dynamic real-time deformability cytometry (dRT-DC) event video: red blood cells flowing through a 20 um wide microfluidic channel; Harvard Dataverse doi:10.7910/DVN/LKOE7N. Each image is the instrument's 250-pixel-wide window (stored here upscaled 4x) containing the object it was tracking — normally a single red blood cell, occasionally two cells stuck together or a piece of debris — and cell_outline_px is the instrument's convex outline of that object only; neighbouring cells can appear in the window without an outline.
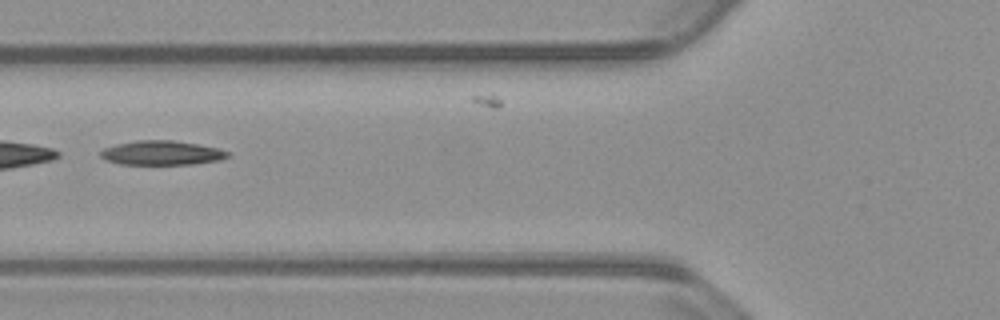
{"species": "common noctule bat (a hibernating species)", "species_latin": "Nyctalus noctula", "temperature_condition": "warm", "stored_images_in_passage": 13, "camera_frame_rate_fps": 3000, "um_per_image_px": 0.085, "animal": {"sex": "male", "body_mass_g": 23.1, "forearm_length_mm": 52.7}, "frame": {"image": 1, "passage_image": 6, "time_ms": 1.667, "image_size_px": [1000, 320], "cell_outline_px": [[232, 156], [220, 160], [196, 164], [120, 164], [104, 160], [100, 156], [100, 152], [104, 148], [116, 144], [136, 140], [172, 140], [200, 144], [220, 148], [232, 152]], "centroid_in_image_um": [13.81, 12.99], "position_along_channel_um": 112.0, "area_um2": 18.38}}